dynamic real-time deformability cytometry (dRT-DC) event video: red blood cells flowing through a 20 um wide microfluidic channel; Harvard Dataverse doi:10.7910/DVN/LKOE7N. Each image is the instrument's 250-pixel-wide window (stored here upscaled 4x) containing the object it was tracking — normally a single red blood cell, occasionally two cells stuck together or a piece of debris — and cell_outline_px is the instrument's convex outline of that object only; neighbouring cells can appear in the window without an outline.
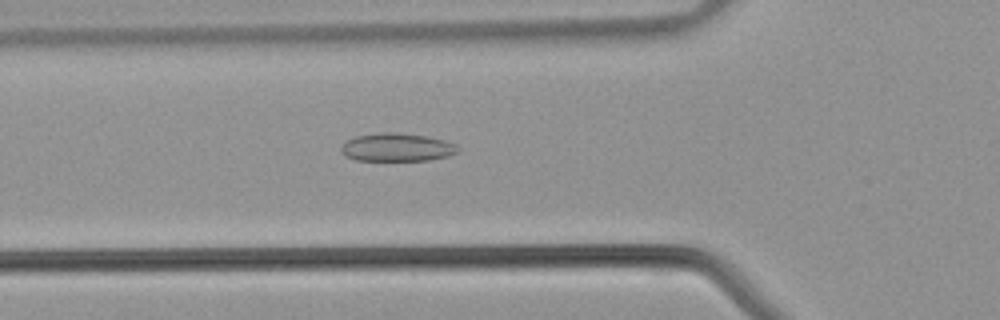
{"species": "common noctule bat (a hibernating species)", "species_latin": "Nyctalus noctula", "temperature_condition": "warm", "stored_images_in_passage": 41, "camera_frame_rate_fps": 3000, "um_per_image_px": 0.085, "animal": {"sex": "male", "body_mass_g": 21.5, "forearm_length_mm": 52.0}, "frame": {"image": 1, "passage_image": 14, "time_ms": 4.333, "image_size_px": [1000, 320], "cell_outline_px": [[460, 148], [456, 152], [448, 156], [428, 160], [356, 160], [344, 156], [340, 152], [340, 148], [348, 140], [356, 136], [384, 132], [396, 132], [424, 136], [444, 140], [456, 144]], "centroid_in_image_um": [33.73, 12.52], "position_along_channel_um": 92.1, "area_um2": 19.02}}
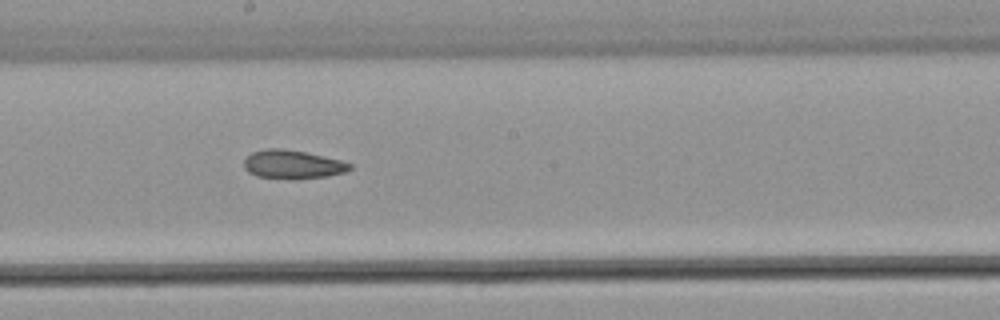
{"frame": {"image": 2, "passage_image": 22, "time_ms": 7.0, "image_size_px": [1000, 320], "cell_outline_px": [[352, 168], [344, 172], [328, 176], [296, 180], [292, 180], [256, 176], [248, 172], [244, 168], [244, 160], [252, 152], [268, 148], [280, 148], [304, 152], [340, 160], [352, 164]], "centroid_in_image_um": [24.85, 14.0], "position_along_channel_um": 223.3, "area_um2": 17.74}}
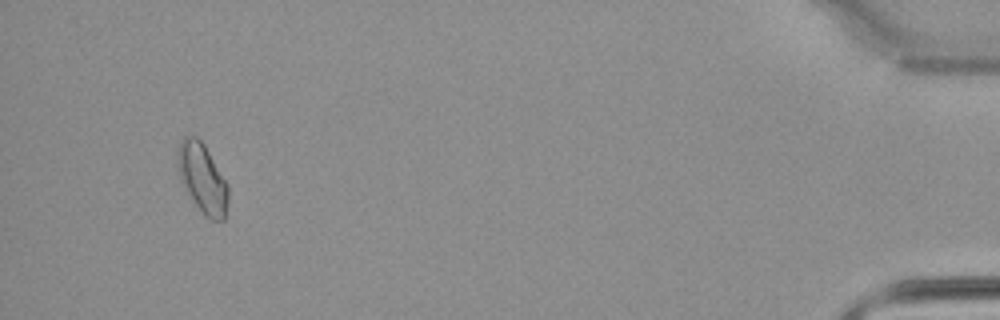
{"frame": {"image": 3, "passage_image": 39, "time_ms": 12.667, "image_size_px": [1000, 320], "cell_outline_px": [[228, 200], [224, 220], [212, 220], [204, 216], [196, 204], [184, 184], [180, 176], [176, 164], [176, 152], [180, 140], [184, 136], [196, 136], [204, 144], [228, 184]], "centroid_in_image_um": [17.2, 15.12], "position_along_channel_um": 418.0, "area_um2": 20.29}}